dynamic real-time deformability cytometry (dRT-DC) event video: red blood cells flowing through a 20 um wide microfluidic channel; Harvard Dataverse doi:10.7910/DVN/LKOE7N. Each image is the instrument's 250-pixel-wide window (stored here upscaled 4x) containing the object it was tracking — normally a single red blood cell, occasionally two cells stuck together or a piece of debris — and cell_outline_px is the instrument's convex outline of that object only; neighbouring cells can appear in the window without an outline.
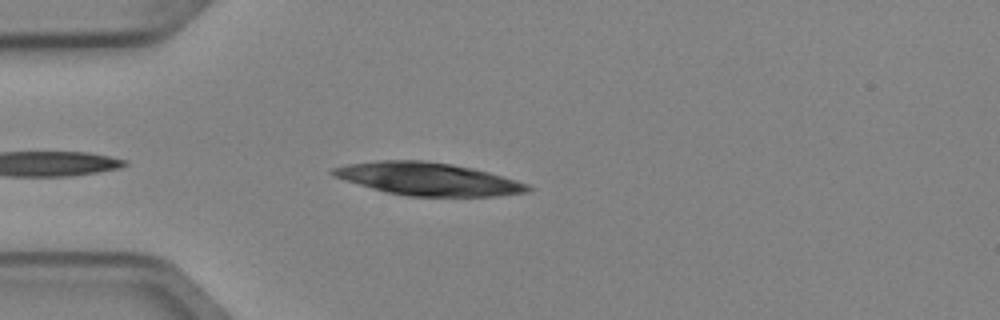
{"species": "Egyptian fruit bat (a non-hibernating species)", "species_latin": "Rousettus aegyptiacus", "temperature_condition": "cold", "stored_images_in_passage": 3, "camera_frame_rate_fps": 3000, "um_per_image_px": 0.085, "animal": {"sex": "female"}, "frame": {"image": 1, "passage_image": 3, "time_ms": 0.667, "image_size_px": [1000, 320], "cell_outline_px": [[532, 192], [496, 196], [408, 196], [388, 192], [372, 188], [344, 180], [332, 176], [328, 172], [332, 168], [348, 164], [376, 160], [424, 160], [452, 164], [472, 168], [488, 172], [516, 180], [528, 184], [532, 188]], "centroid_in_image_um": [36.38, 15.21], "position_along_channel_um": 48.6, "area_um2": 37.22}}